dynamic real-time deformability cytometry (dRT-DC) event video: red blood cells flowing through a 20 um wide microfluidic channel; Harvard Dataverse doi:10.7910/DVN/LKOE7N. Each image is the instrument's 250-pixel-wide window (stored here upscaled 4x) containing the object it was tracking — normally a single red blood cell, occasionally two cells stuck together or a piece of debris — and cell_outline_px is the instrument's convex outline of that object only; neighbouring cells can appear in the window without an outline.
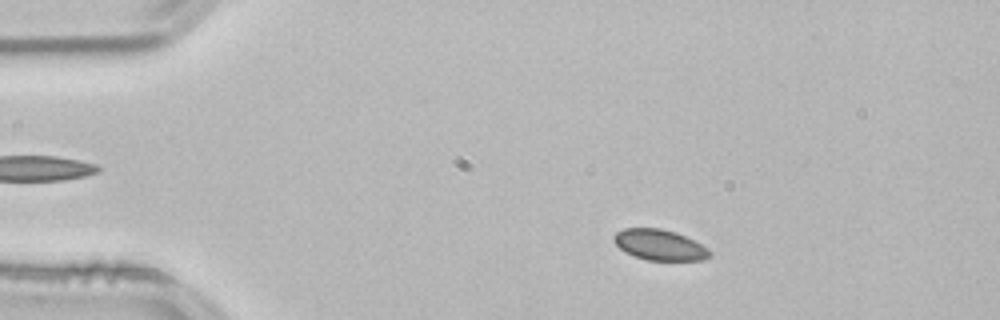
{"species": "common noctule bat (a hibernating species)", "species_latin": "Nyctalus noctula", "temperature_condition": "room temperature", "stored_images_in_passage": 52, "camera_frame_rate_fps": 3000, "um_per_image_px": 0.085, "animal": {"sex": "male", "body_mass_g": 21.5, "forearm_length_mm": 52.0}, "frame": {"image": 1, "passage_image": 8, "time_ms": 2.333, "image_size_px": [1000, 320], "cell_outline_px": [[712, 256], [704, 260], [648, 260], [632, 256], [624, 252], [612, 240], [612, 236], [616, 232], [624, 228], [660, 228], [676, 232], [708, 248], [712, 252]], "centroid_in_image_um": [56.05, 20.82], "position_along_channel_um": 29.0, "area_um2": 17.28}}
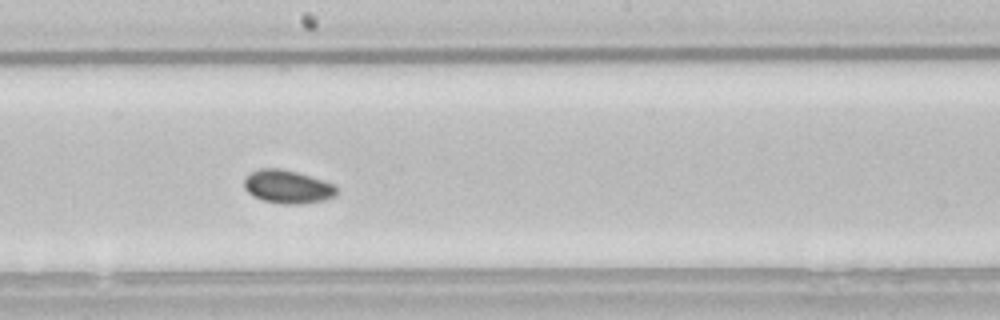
{"frame": {"image": 2, "passage_image": 28, "time_ms": 9.0, "image_size_px": [1000, 320], "cell_outline_px": [[336, 196], [324, 200], [300, 204], [280, 204], [264, 200], [252, 196], [244, 188], [244, 180], [252, 172], [260, 168], [280, 168], [296, 172], [324, 180], [336, 184]], "centroid_in_image_um": [24.46, 15.88], "position_along_channel_um": 223.7, "area_um2": 17.98}}
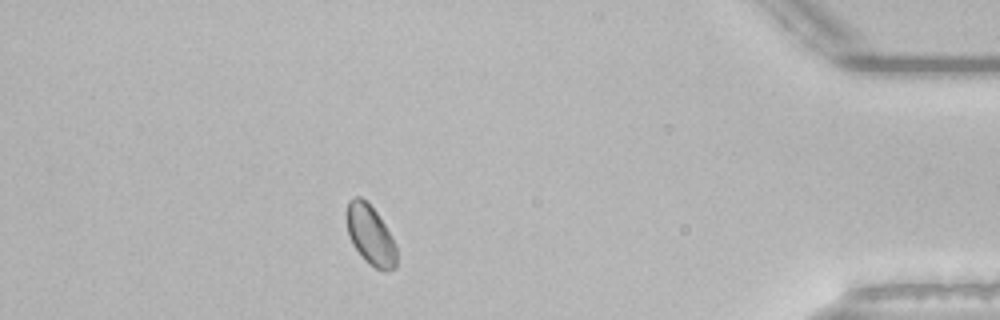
{"frame": {"image": 3, "passage_image": 46, "time_ms": 15.0, "image_size_px": [1000, 320], "cell_outline_px": [[396, 268], [388, 272], [384, 272], [368, 264], [364, 260], [352, 244], [348, 232], [344, 216], [344, 212], [348, 200], [352, 196], [360, 196], [368, 200], [392, 236], [396, 244]], "centroid_in_image_um": [31.45, 19.95], "position_along_channel_um": 403.8, "area_um2": 18.03}, "authors_computed_cell_mechanics": {"area_um2": 17.4267, "velocity_mm_per_s": 3.7903, "shape_relaxation_time_tau1_ms": null, "shape_relaxation_time_tau2_ms": 6.1497, "deformation_change_tau1": null, "deformation_change_tau2": 0.0555}}